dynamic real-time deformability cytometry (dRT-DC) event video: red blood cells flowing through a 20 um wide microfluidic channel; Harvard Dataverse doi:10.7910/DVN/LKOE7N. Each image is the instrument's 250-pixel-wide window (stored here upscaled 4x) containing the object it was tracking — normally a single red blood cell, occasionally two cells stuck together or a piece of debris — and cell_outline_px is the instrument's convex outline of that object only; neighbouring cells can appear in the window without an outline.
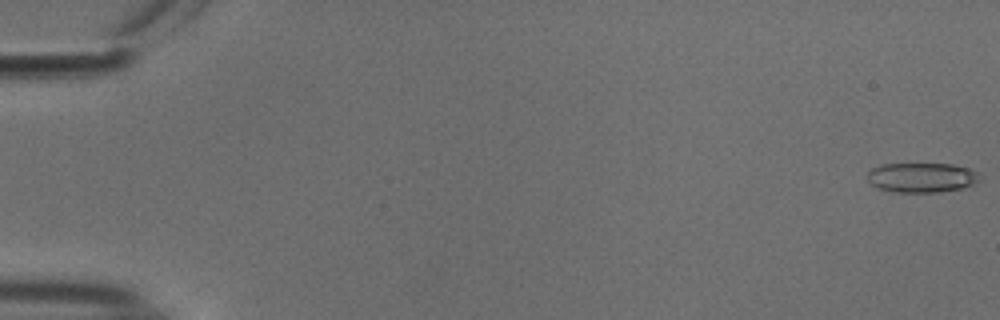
{"species": "common noctule bat (a hibernating species)", "species_latin": "Nyctalus noctula", "temperature_condition": "cold", "stored_images_in_passage": 54, "camera_frame_rate_fps": 3000, "um_per_image_px": 0.085, "animal": {"sex": "male", "body_mass_g": 18.8}, "frame": {"image": 1, "passage_image": 1, "time_ms": 0.0, "image_size_px": [1000, 320], "cell_outline_px": [[980, 180], [972, 184], [960, 188], [940, 192], [896, 192], [880, 188], [872, 184], [868, 180], [868, 172], [872, 168], [884, 164], [952, 164], [968, 168], [980, 172]], "centroid_in_image_um": [78.38, 15.08], "position_along_channel_um": 6.6, "area_um2": 19.31}}
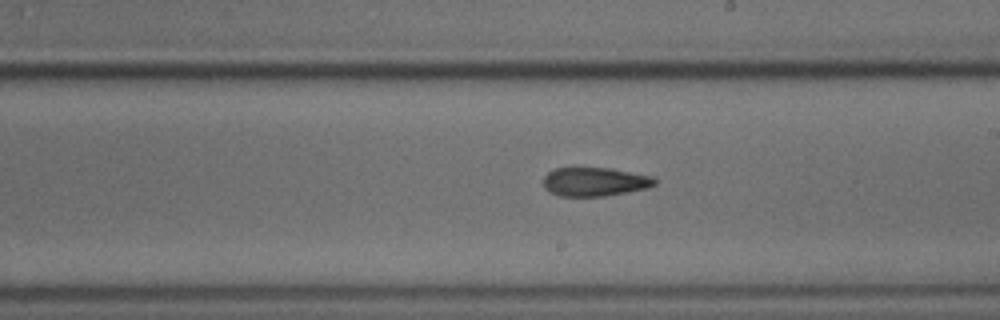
{"frame": {"image": 2, "passage_image": 32, "time_ms": 10.333, "image_size_px": [1000, 320], "cell_outline_px": [[656, 184], [648, 188], [628, 192], [604, 196], [560, 196], [548, 192], [544, 188], [544, 176], [548, 172], [556, 168], [612, 168], [652, 176], [656, 180]], "centroid_in_image_um": [50.55, 15.45], "position_along_channel_um": 238.4, "area_um2": 18.79}}
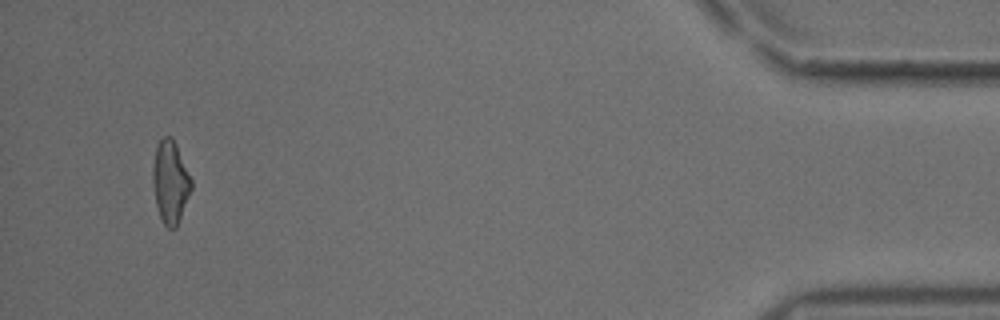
{"frame": {"image": 3, "passage_image": 52, "time_ms": 17.0, "image_size_px": [1000, 320], "cell_outline_px": [[192, 188], [176, 228], [168, 228], [164, 224], [160, 216], [156, 204], [152, 184], [152, 168], [156, 148], [160, 140], [164, 136], [172, 136], [176, 144], [192, 180]], "centroid_in_image_um": [14.47, 15.46], "position_along_channel_um": 420.7, "area_um2": 18.44}, "authors_computed_cell_mechanics": {"area_um2": 19.2474, "velocity_mm_per_s": 3.7847, "shape_relaxation_time_tau1_ms": null, "shape_relaxation_time_tau2_ms": 4.2165, "deformation_change_tau1": null, "deformation_change_tau2": 0.1269}}